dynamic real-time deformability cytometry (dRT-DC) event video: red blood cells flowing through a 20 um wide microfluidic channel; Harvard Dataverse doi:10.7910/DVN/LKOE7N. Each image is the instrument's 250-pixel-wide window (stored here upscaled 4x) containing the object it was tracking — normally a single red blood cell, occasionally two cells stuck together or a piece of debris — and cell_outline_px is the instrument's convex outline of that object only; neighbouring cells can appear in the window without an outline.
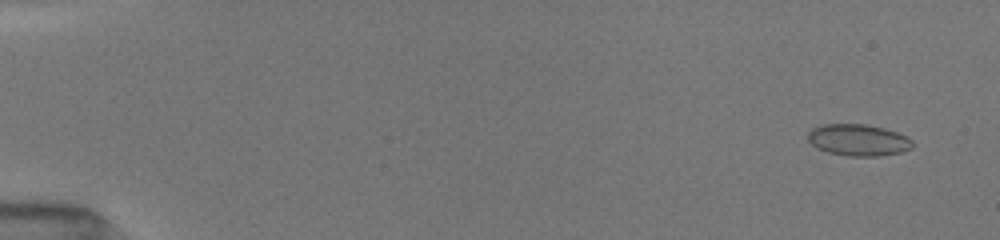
{"species": "common noctule bat (a hibernating species)", "species_latin": "Nyctalus noctula", "temperature_condition": "room temperature", "stored_images_in_passage": 52, "camera_frame_rate_fps": 3000, "um_per_image_px": 0.085, "animal": {"sex": "female", "body_mass_g": 19.5, "forearm_length_mm": 54.1}, "frame": {"image": 1, "passage_image": 3, "time_ms": 0.667, "image_size_px": [1000, 240], "cell_outline_px": [[912, 148], [900, 152], [880, 156], [848, 156], [828, 152], [816, 148], [808, 140], [808, 132], [812, 128], [824, 124], [868, 124], [884, 128], [908, 136], [912, 140]], "centroid_in_image_um": [72.95, 11.9], "position_along_channel_um": 12.0, "area_um2": 19.36}}
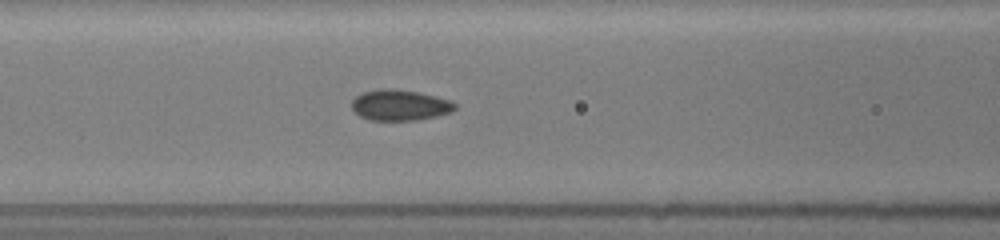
{"frame": {"image": 2, "passage_image": 23, "time_ms": 7.333, "image_size_px": [1000, 240], "cell_outline_px": [[456, 108], [452, 112], [436, 116], [416, 120], [368, 120], [360, 116], [352, 108], [352, 100], [356, 96], [364, 92], [380, 88], [392, 88], [416, 92], [452, 100], [456, 104]], "centroid_in_image_um": [33.99, 8.93], "position_along_channel_um": 132.6, "area_um2": 18.5}}
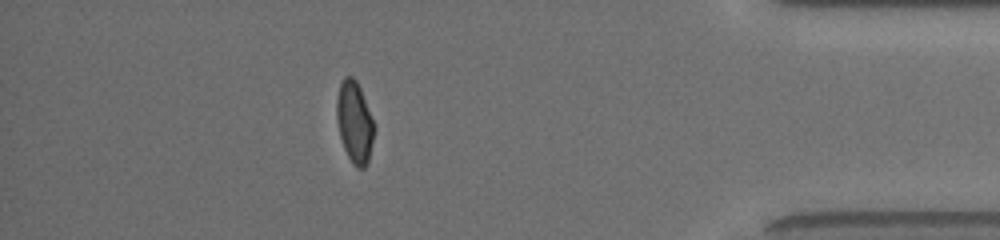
{"frame": {"image": 3, "passage_image": 46, "time_ms": 15.0, "image_size_px": [1000, 240], "cell_outline_px": [[376, 128], [368, 164], [364, 168], [356, 168], [352, 164], [344, 148], [340, 136], [336, 120], [336, 100], [340, 84], [344, 76], [352, 76], [356, 80], [360, 88]], "centroid_in_image_um": [30.14, 10.42], "position_along_channel_um": 405.1, "area_um2": 18.03}, "authors_computed_cell_mechanics": {"area_um2": 18.4093, "velocity_mm_per_s": 4.0403, "shape_relaxation_time_tau1_ms": null, "shape_relaxation_time_tau2_ms": 0.6826, "deformation_change_tau1": null, "deformation_change_tau2": 0.0639}}